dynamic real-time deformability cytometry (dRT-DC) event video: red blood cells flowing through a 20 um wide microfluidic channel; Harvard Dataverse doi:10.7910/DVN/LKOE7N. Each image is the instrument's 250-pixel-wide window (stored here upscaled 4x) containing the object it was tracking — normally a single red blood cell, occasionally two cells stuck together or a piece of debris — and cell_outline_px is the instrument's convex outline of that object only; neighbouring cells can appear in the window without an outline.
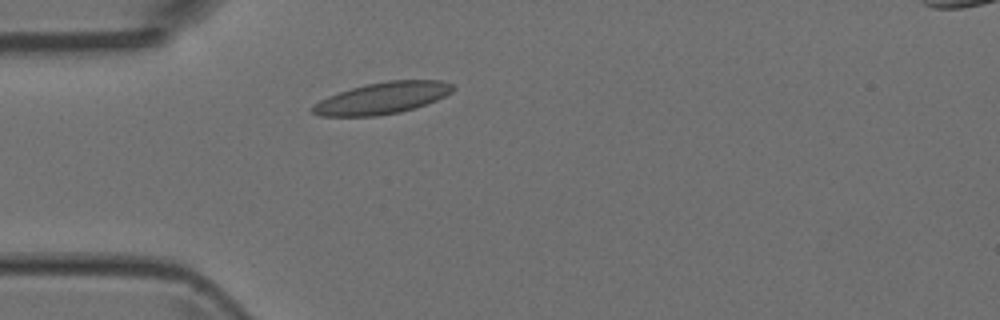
{"species": "Egyptian fruit bat (a non-hibernating species)", "species_latin": "Rousettus aegyptiacus", "temperature_condition": "room temperature", "stored_images_in_passage": 1, "camera_frame_rate_fps": 3000, "um_per_image_px": 0.085, "animal": {"sex": "female"}, "frame": {"image": 1, "passage_image": 1, "time_ms": 0.0, "image_size_px": [1000, 320], "cell_outline_px": [[456, 88], [452, 92], [436, 100], [400, 112], [376, 116], [320, 116], [312, 112], [308, 108], [320, 100], [328, 96], [364, 84], [388, 80], [440, 80], [452, 84]], "centroid_in_image_um": [32.47, 8.33], "position_along_channel_um": 52.5, "area_um2": 25.78}}